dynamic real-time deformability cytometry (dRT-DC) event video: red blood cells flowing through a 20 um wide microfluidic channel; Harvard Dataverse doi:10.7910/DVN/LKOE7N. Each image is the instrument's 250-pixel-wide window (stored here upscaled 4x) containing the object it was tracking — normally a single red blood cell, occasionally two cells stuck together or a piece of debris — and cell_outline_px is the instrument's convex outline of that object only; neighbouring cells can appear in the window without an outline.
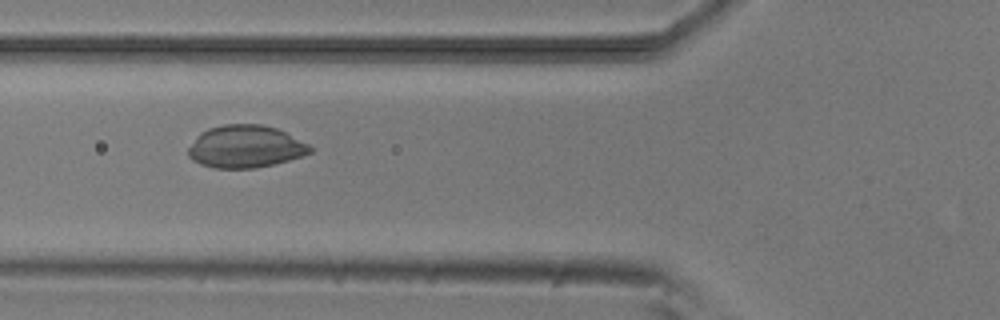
{"species": "common noctule bat (a hibernating species)", "species_latin": "Nyctalus noctula", "temperature_condition": "room temperature", "stored_images_in_passage": 7, "camera_frame_rate_fps": 3000, "um_per_image_px": 0.085, "animal": {"sex": "male", "body_mass_g": 20.5, "forearm_length_mm": 52.5}, "frame": {"image": 1, "passage_image": 5, "time_ms": 4.667, "image_size_px": [1000, 320], "cell_outline_px": [[312, 152], [288, 160], [256, 168], [216, 168], [200, 164], [192, 160], [188, 156], [188, 148], [196, 136], [200, 132], [208, 128], [224, 124], [260, 124], [276, 128], [308, 144], [312, 148]], "centroid_in_image_um": [20.81, 12.46], "position_along_channel_um": 105.0, "area_um2": 30.0}}
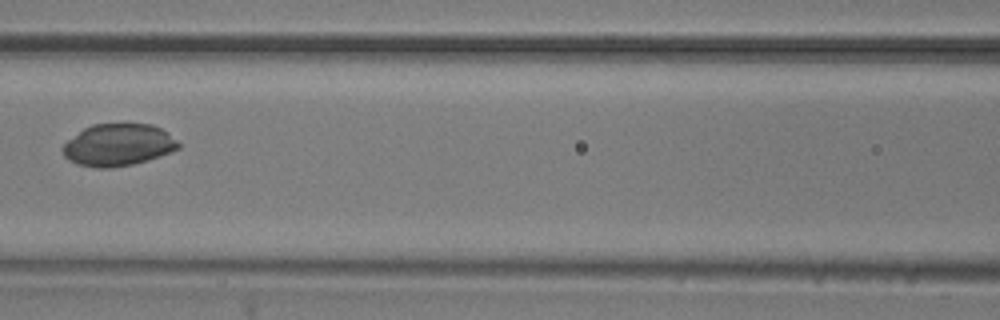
{"frame": {"image": 2, "passage_image": 6, "time_ms": 6.0, "image_size_px": [1000, 320], "cell_outline_px": [[180, 148], [172, 152], [148, 160], [132, 164], [112, 168], [96, 168], [76, 164], [68, 160], [64, 156], [60, 148], [68, 140], [84, 128], [92, 124], [152, 124], [168, 132], [180, 144]], "centroid_in_image_um": [10.04, 12.33], "position_along_channel_um": 156.6, "area_um2": 28.55}}
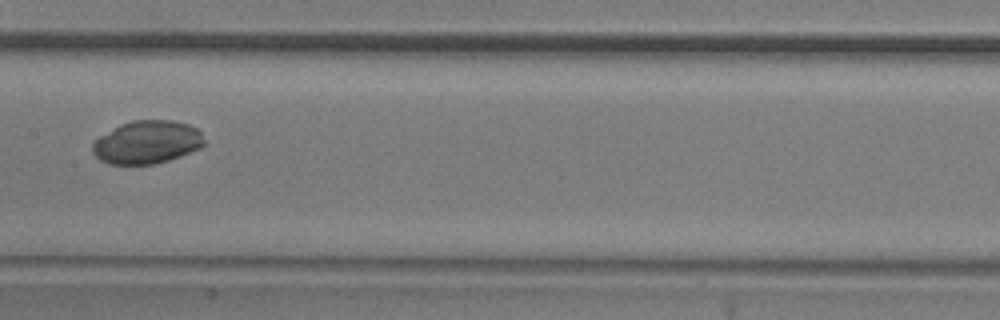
{"frame": {"image": 3, "passage_image": 7, "time_ms": 7.0, "image_size_px": [1000, 320], "cell_outline_px": [[208, 144], [200, 148], [180, 156], [168, 160], [152, 164], [108, 164], [100, 160], [92, 152], [92, 144], [100, 136], [120, 124], [132, 120], [172, 120], [188, 124], [196, 128], [200, 132]], "centroid_in_image_um": [12.52, 12.08], "position_along_channel_um": 194.9, "area_um2": 28.09}}